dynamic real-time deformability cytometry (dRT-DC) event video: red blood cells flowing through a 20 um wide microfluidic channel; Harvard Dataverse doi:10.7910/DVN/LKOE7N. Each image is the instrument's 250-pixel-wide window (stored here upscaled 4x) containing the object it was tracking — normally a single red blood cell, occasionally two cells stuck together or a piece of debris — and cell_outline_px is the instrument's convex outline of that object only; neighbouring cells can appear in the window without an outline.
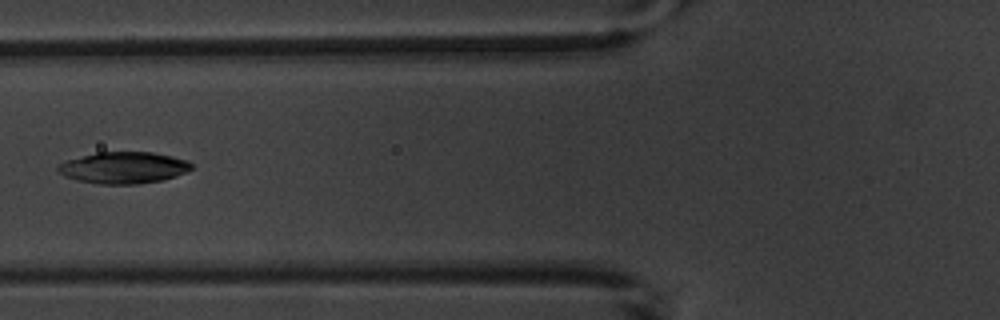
{"species": "common noctule bat (a hibernating species)", "species_latin": "Nyctalus noctula", "temperature_condition": "warm", "stored_images_in_passage": 6, "camera_frame_rate_fps": 3000, "um_per_image_px": 0.085, "animal": {"sex": "male", "body_mass_g": 20.1, "forearm_length_mm": 53.5}, "frame": {"image": 1, "passage_image": 6, "time_ms": 7.0, "image_size_px": [1000, 320], "cell_outline_px": [[192, 168], [176, 176], [160, 180], [140, 184], [100, 184], [76, 180], [64, 176], [56, 168], [60, 164], [68, 160], [96, 152], [152, 152], [172, 156], [188, 160], [192, 164]], "centroid_in_image_um": [10.51, 14.25], "position_along_channel_um": 115.3, "area_um2": 24.45}}